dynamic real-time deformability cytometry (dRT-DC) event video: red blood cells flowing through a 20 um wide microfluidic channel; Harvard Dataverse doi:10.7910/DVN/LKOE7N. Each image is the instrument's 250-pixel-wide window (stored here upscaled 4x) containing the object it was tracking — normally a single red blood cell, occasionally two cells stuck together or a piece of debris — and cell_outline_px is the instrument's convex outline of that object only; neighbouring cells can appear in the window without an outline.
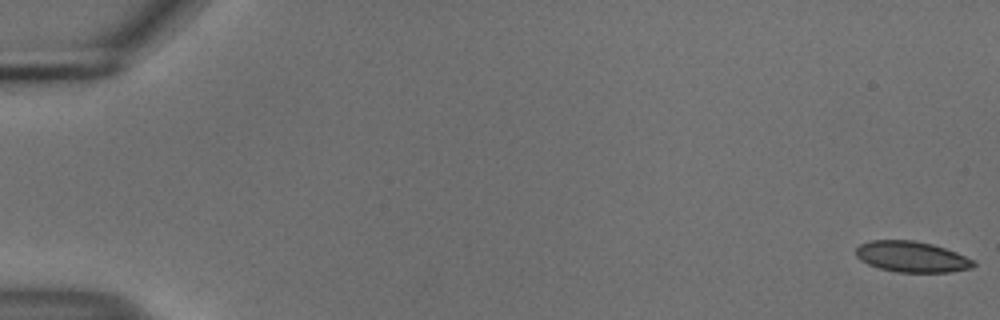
{"species": "common noctule bat (a hibernating species)", "species_latin": "Nyctalus noctula", "temperature_condition": "cold", "stored_images_in_passage": 16, "camera_frame_rate_fps": 3000, "um_per_image_px": 0.085, "animal": {"sex": "male", "body_mass_g": 18.8}, "frame": {"image": 1, "passage_image": 1, "time_ms": 0.0, "image_size_px": [1000, 320], "cell_outline_px": [[976, 264], [972, 268], [948, 272], [896, 272], [880, 268], [868, 264], [860, 260], [856, 256], [856, 248], [860, 244], [872, 240], [912, 240], [932, 244], [956, 252], [976, 260]], "centroid_in_image_um": [77.51, 21.82], "position_along_channel_um": 7.5, "area_um2": 21.15}}
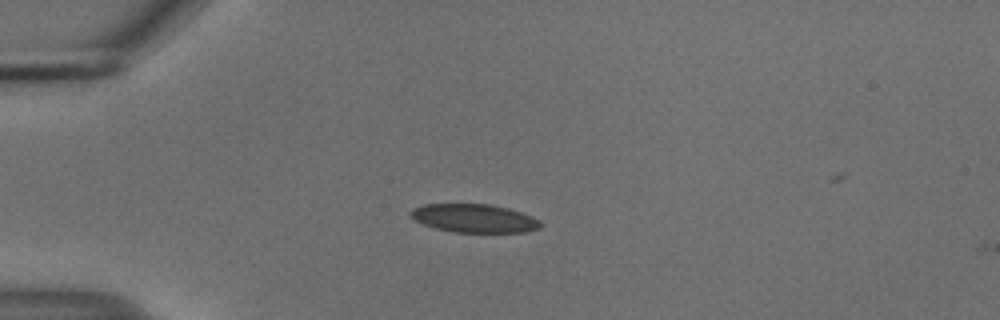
{"frame": {"image": 2, "passage_image": 15, "time_ms": 4.667, "image_size_px": [1000, 320], "cell_outline_px": [[540, 228], [524, 232], [452, 232], [432, 228], [408, 216], [408, 212], [412, 208], [424, 204], [488, 204], [508, 208], [532, 216], [540, 220]], "centroid_in_image_um": [40.25, 18.55], "position_along_channel_um": 44.7, "area_um2": 21.62}}